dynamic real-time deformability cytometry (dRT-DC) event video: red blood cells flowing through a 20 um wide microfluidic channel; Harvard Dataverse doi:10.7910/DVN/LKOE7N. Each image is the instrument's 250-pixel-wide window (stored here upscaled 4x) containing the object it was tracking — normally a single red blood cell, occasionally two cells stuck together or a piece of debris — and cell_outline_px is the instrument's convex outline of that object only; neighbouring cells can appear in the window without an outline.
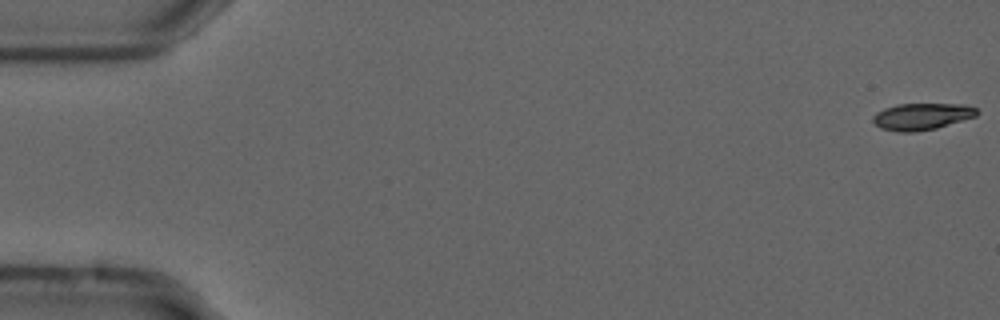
{"species": "common noctule bat (a hibernating species)", "species_latin": "Nyctalus noctula", "temperature_condition": "cold", "stored_images_in_passage": 55, "camera_frame_rate_fps": 3000, "um_per_image_px": 0.085, "animal": {"sex": "male", "forearm_length_mm": 52.5}, "frame": {"image": 1, "passage_image": 1, "time_ms": 0.0, "image_size_px": [1000, 320], "cell_outline_px": [[980, 112], [976, 116], [936, 128], [916, 132], [900, 132], [880, 128], [872, 120], [872, 116], [876, 112], [884, 108], [896, 104], [964, 104], [976, 108]], "centroid_in_image_um": [78.34, 9.89], "position_along_channel_um": 6.7, "area_um2": 16.24}}
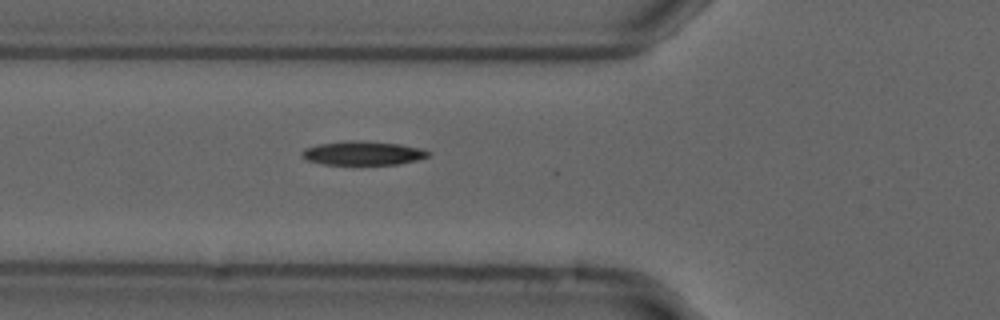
{"frame": {"image": 2, "passage_image": 20, "time_ms": 6.333, "image_size_px": [1000, 320], "cell_outline_px": [[432, 152], [428, 156], [416, 160], [400, 164], [324, 164], [308, 160], [300, 156], [300, 152], [304, 148], [316, 144], [344, 140], [364, 140], [400, 144], [420, 148]], "centroid_in_image_um": [30.81, 12.99], "position_along_channel_um": 95.0, "area_um2": 17.8}}
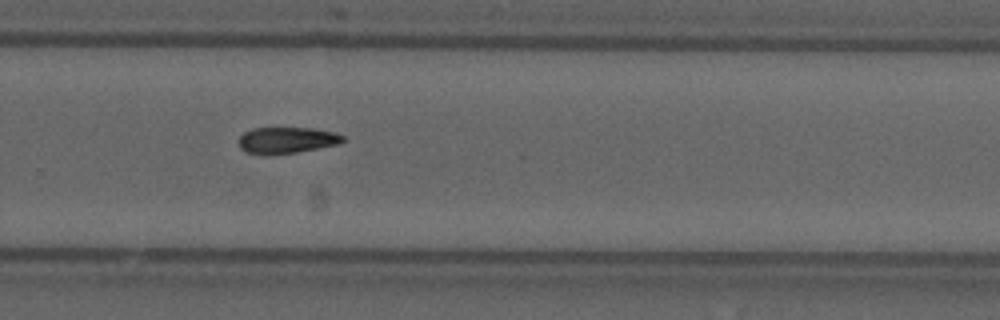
{"frame": {"image": 3, "passage_image": 37, "time_ms": 12.0, "image_size_px": [1000, 320], "cell_outline_px": [[344, 140], [340, 144], [296, 152], [272, 156], [264, 156], [244, 152], [240, 148], [240, 136], [244, 132], [252, 128], [312, 128], [332, 132], [344, 136]], "centroid_in_image_um": [24.33, 11.94], "position_along_channel_um": 305.5, "area_um2": 16.18}, "authors_computed_cell_mechanics": {"area_um2": 16.5886, "velocity_mm_per_s": 3.7178, "shape_relaxation_time_tau1_ms": 6.2312, "shape_relaxation_time_tau2_ms": null, "deformation_change_tau1": 0.1306, "deformation_change_tau2": null}}